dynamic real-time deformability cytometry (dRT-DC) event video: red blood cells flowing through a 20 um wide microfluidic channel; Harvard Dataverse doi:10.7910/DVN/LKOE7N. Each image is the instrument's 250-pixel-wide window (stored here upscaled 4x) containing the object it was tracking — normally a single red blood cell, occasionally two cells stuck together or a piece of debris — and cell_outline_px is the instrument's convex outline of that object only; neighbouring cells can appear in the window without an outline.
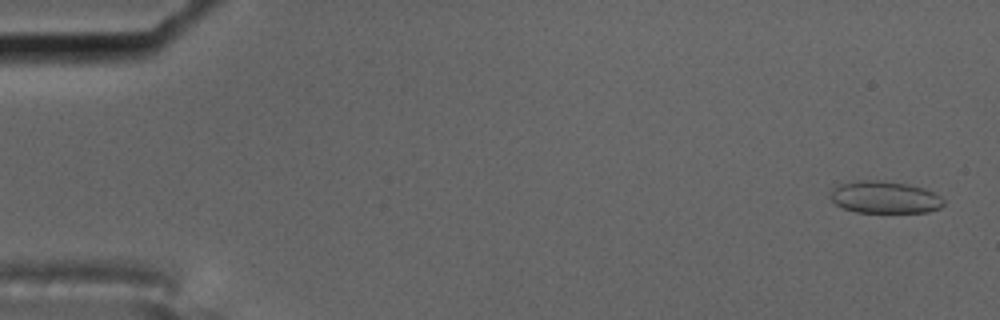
{"species": "common noctule bat (a hibernating species)", "species_latin": "Nyctalus noctula", "temperature_condition": "cold", "stored_images_in_passage": 57, "camera_frame_rate_fps": 3000, "um_per_image_px": 0.085, "animal": {"sex": "male", "body_mass_g": 17.5, "forearm_length_mm": 52.3}, "frame": {"image": 1, "passage_image": 2, "time_ms": 0.333, "image_size_px": [1000, 320], "cell_outline_px": [[944, 204], [940, 208], [928, 212], [856, 212], [840, 208], [832, 200], [832, 188], [840, 184], [856, 180], [876, 180], [908, 184], [924, 188], [940, 196], [944, 200]], "centroid_in_image_um": [75.2, 16.77], "position_along_channel_um": 9.8, "area_um2": 21.21}}
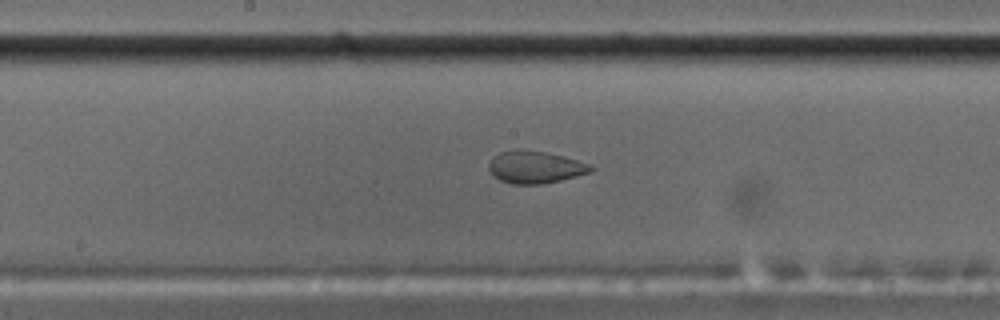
{"frame": {"image": 2, "passage_image": 30, "time_ms": 9.667, "image_size_px": [1000, 320], "cell_outline_px": [[596, 168], [592, 172], [544, 184], [512, 184], [500, 180], [488, 168], [488, 164], [492, 156], [500, 152], [516, 148], [544, 152], [576, 160], [588, 164]], "centroid_in_image_um": [45.46, 14.2], "position_along_channel_um": 202.7, "area_um2": 19.13}}
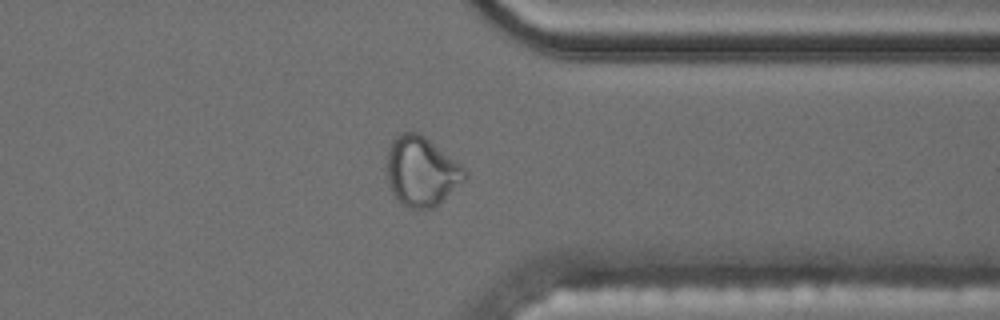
{"frame": {"image": 3, "passage_image": 45, "time_ms": 14.667, "image_size_px": [1000, 320], "cell_outline_px": [[468, 176], [440, 204], [432, 208], [408, 208], [396, 200], [392, 192], [388, 180], [384, 164], [388, 148], [392, 140], [400, 132], [416, 132], [424, 136], [460, 164], [468, 172]], "centroid_in_image_um": [35.78, 14.57], "position_along_channel_um": 375.6, "area_um2": 31.85}}